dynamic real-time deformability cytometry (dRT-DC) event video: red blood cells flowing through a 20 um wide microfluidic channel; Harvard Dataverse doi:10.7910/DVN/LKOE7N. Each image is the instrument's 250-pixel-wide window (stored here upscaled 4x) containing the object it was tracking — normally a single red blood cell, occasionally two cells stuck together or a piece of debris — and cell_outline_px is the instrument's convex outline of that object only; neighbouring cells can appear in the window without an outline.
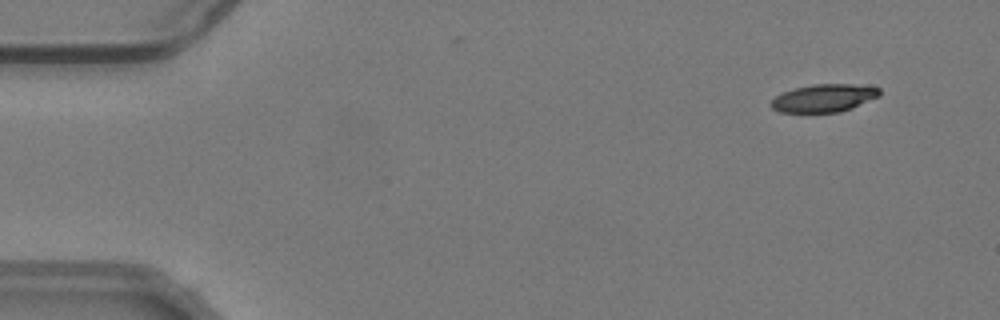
{"species": "common noctule bat (a hibernating species)", "species_latin": "Nyctalus noctula", "temperature_condition": "warm", "stored_images_in_passage": 48, "camera_frame_rate_fps": 3000, "um_per_image_px": 0.085, "animal": {"sex": "male", "body_mass_g": 19.2, "forearm_length_mm": 51.8}, "frame": {"image": 1, "passage_image": 5, "time_ms": 1.333, "image_size_px": [1000, 320], "cell_outline_px": [[880, 96], [852, 108], [840, 112], [780, 112], [772, 108], [768, 104], [776, 96], [784, 92], [796, 88], [812, 84], [852, 84], [880, 88]], "centroid_in_image_um": [70.03, 8.34], "position_along_channel_um": 15.0, "area_um2": 17.51}}
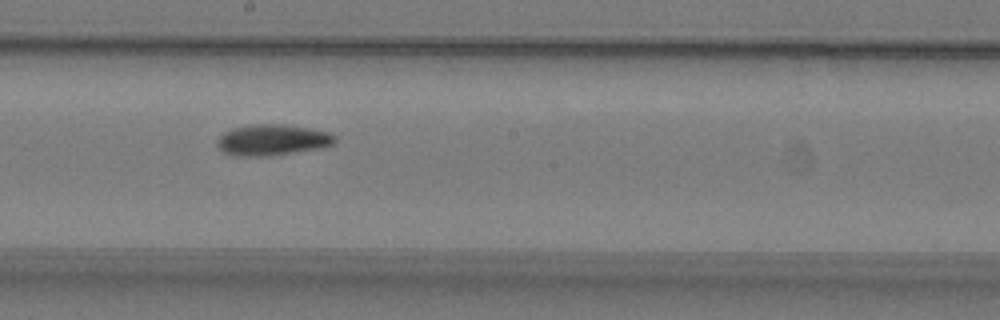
{"frame": {"image": 2, "passage_image": 31, "time_ms": 10.0, "image_size_px": [1000, 320], "cell_outline_px": [[336, 140], [332, 144], [320, 148], [272, 156], [236, 156], [224, 152], [216, 144], [216, 140], [224, 132], [232, 128], [252, 124], [284, 124], [332, 132], [336, 136]], "centroid_in_image_um": [23.15, 11.89], "position_along_channel_um": 225.0, "area_um2": 21.44}}
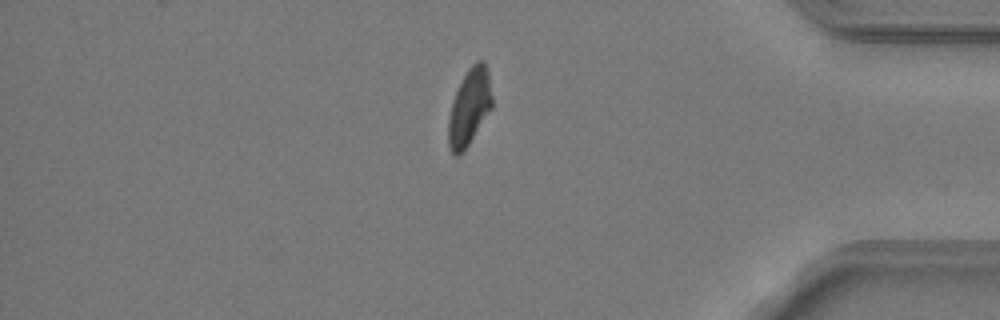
{"frame": {"image": 3, "passage_image": 47, "time_ms": 15.333, "image_size_px": [1000, 320], "cell_outline_px": [[492, 108], [468, 144], [456, 156], [448, 148], [448, 120], [452, 104], [456, 92], [468, 68], [476, 60], [484, 60], [488, 72], [492, 96]], "centroid_in_image_um": [39.9, 9.07], "position_along_channel_um": 395.3, "area_um2": 19.13}}